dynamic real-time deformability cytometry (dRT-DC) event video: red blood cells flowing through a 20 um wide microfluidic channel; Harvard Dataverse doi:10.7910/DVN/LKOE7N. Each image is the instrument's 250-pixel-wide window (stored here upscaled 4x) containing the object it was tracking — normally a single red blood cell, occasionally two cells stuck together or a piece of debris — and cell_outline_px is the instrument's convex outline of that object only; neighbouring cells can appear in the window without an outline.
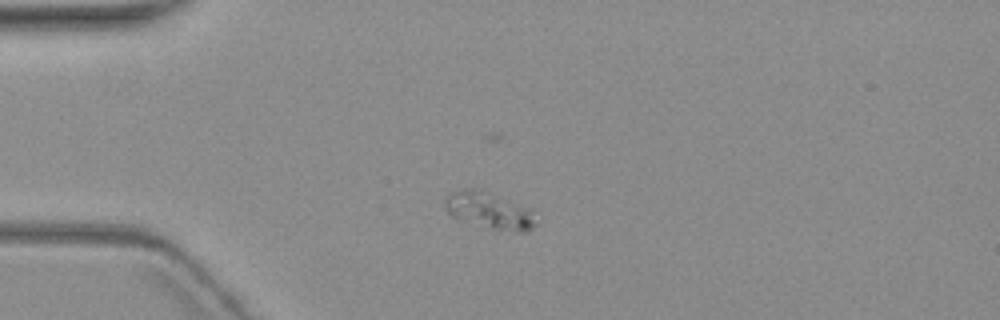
{"species": "common noctule bat (a hibernating species)", "species_latin": "Nyctalus noctula", "temperature_condition": "warm", "stored_images_in_passage": 5, "camera_frame_rate_fps": 3000, "um_per_image_px": 0.085, "animal": {"sex": "female", "body_mass_g": 19.3, "forearm_length_mm": 54.1}, "frame": {"image": 1, "passage_image": 4, "time_ms": 3.333, "image_size_px": [1000, 320], "cell_outline_px": [[536, 224], [528, 232], [512, 232], [492, 228], [456, 220], [444, 208], [444, 196], [452, 192], [464, 188], [480, 188], [532, 208]], "centroid_in_image_um": [41.58, 17.88], "position_along_channel_um": 43.4, "area_um2": 20.0}}